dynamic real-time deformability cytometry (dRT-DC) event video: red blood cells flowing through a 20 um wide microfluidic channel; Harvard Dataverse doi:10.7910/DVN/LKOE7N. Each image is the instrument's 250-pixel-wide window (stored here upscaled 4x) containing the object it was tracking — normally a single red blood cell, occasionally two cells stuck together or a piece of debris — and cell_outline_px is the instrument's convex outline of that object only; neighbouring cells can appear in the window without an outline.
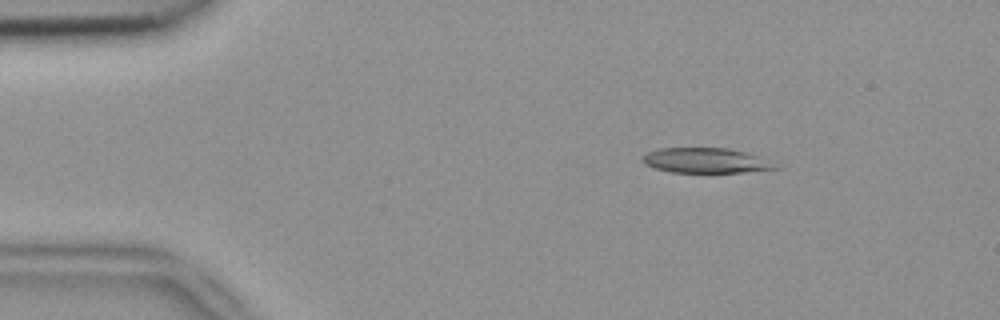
{"species": "common noctule bat (a hibernating species)", "species_latin": "Nyctalus noctula", "temperature_condition": "room temperature", "stored_images_in_passage": 3, "camera_frame_rate_fps": 3000, "um_per_image_px": 0.085, "animal": {"sex": "female", "body_mass_g": 18.4}, "frame": {"image": 1, "passage_image": 1, "time_ms": 0.0, "image_size_px": [1000, 320], "cell_outline_px": [[780, 168], [708, 176], [672, 172], [656, 168], [644, 164], [640, 160], [640, 156], [648, 152], [660, 148], [728, 148], [764, 156]], "centroid_in_image_um": [60.01, 13.69], "position_along_channel_um": 25.0, "area_um2": 20.58}}